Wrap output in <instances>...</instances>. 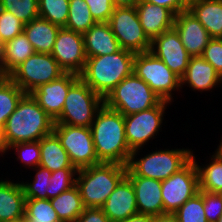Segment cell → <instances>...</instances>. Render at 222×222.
Returning a JSON list of instances; mask_svg holds the SVG:
<instances>
[{
	"label": "cell",
	"instance_id": "c3c4849f",
	"mask_svg": "<svg viewBox=\"0 0 222 222\" xmlns=\"http://www.w3.org/2000/svg\"><path fill=\"white\" fill-rule=\"evenodd\" d=\"M5 154H6V150L3 146L2 139H1V132H0V157L1 156L3 157V155H5Z\"/></svg>",
	"mask_w": 222,
	"mask_h": 222
},
{
	"label": "cell",
	"instance_id": "4316f807",
	"mask_svg": "<svg viewBox=\"0 0 222 222\" xmlns=\"http://www.w3.org/2000/svg\"><path fill=\"white\" fill-rule=\"evenodd\" d=\"M39 166L51 172L63 168H75L70 162L68 153L62 147L59 138L54 132L40 139Z\"/></svg>",
	"mask_w": 222,
	"mask_h": 222
},
{
	"label": "cell",
	"instance_id": "7bdbcfd3",
	"mask_svg": "<svg viewBox=\"0 0 222 222\" xmlns=\"http://www.w3.org/2000/svg\"><path fill=\"white\" fill-rule=\"evenodd\" d=\"M74 222H111L101 208H85Z\"/></svg>",
	"mask_w": 222,
	"mask_h": 222
},
{
	"label": "cell",
	"instance_id": "d590c367",
	"mask_svg": "<svg viewBox=\"0 0 222 222\" xmlns=\"http://www.w3.org/2000/svg\"><path fill=\"white\" fill-rule=\"evenodd\" d=\"M178 222H208L203 207V197L198 192L174 213Z\"/></svg>",
	"mask_w": 222,
	"mask_h": 222
},
{
	"label": "cell",
	"instance_id": "f907efd6",
	"mask_svg": "<svg viewBox=\"0 0 222 222\" xmlns=\"http://www.w3.org/2000/svg\"><path fill=\"white\" fill-rule=\"evenodd\" d=\"M185 1V3L188 5L190 2H193V1H195V0H184Z\"/></svg>",
	"mask_w": 222,
	"mask_h": 222
},
{
	"label": "cell",
	"instance_id": "ab89813d",
	"mask_svg": "<svg viewBox=\"0 0 222 222\" xmlns=\"http://www.w3.org/2000/svg\"><path fill=\"white\" fill-rule=\"evenodd\" d=\"M203 197V207L208 222H217L222 215V196L219 193L198 191Z\"/></svg>",
	"mask_w": 222,
	"mask_h": 222
},
{
	"label": "cell",
	"instance_id": "cb8c5ba5",
	"mask_svg": "<svg viewBox=\"0 0 222 222\" xmlns=\"http://www.w3.org/2000/svg\"><path fill=\"white\" fill-rule=\"evenodd\" d=\"M187 10L204 26L211 38H222V0H195Z\"/></svg>",
	"mask_w": 222,
	"mask_h": 222
},
{
	"label": "cell",
	"instance_id": "ffe728a7",
	"mask_svg": "<svg viewBox=\"0 0 222 222\" xmlns=\"http://www.w3.org/2000/svg\"><path fill=\"white\" fill-rule=\"evenodd\" d=\"M183 85L202 94L204 91L214 90V87H222V78L202 56H191L187 69L180 78V89Z\"/></svg>",
	"mask_w": 222,
	"mask_h": 222
},
{
	"label": "cell",
	"instance_id": "8d00e7d4",
	"mask_svg": "<svg viewBox=\"0 0 222 222\" xmlns=\"http://www.w3.org/2000/svg\"><path fill=\"white\" fill-rule=\"evenodd\" d=\"M77 171L76 168H63L52 172L47 199L56 197L75 186Z\"/></svg>",
	"mask_w": 222,
	"mask_h": 222
},
{
	"label": "cell",
	"instance_id": "7c38bea8",
	"mask_svg": "<svg viewBox=\"0 0 222 222\" xmlns=\"http://www.w3.org/2000/svg\"><path fill=\"white\" fill-rule=\"evenodd\" d=\"M53 132L59 138L62 147L68 153L70 162L77 170L100 163L90 127L54 124Z\"/></svg>",
	"mask_w": 222,
	"mask_h": 222
},
{
	"label": "cell",
	"instance_id": "83f0119b",
	"mask_svg": "<svg viewBox=\"0 0 222 222\" xmlns=\"http://www.w3.org/2000/svg\"><path fill=\"white\" fill-rule=\"evenodd\" d=\"M196 157L192 153V159L195 161L198 171L199 190L220 193L222 190V153L216 148L209 163L202 164V166L196 162Z\"/></svg>",
	"mask_w": 222,
	"mask_h": 222
},
{
	"label": "cell",
	"instance_id": "484cf974",
	"mask_svg": "<svg viewBox=\"0 0 222 222\" xmlns=\"http://www.w3.org/2000/svg\"><path fill=\"white\" fill-rule=\"evenodd\" d=\"M61 27L38 17L24 24V33L35 52L51 54L57 34Z\"/></svg>",
	"mask_w": 222,
	"mask_h": 222
},
{
	"label": "cell",
	"instance_id": "ac0fdd59",
	"mask_svg": "<svg viewBox=\"0 0 222 222\" xmlns=\"http://www.w3.org/2000/svg\"><path fill=\"white\" fill-rule=\"evenodd\" d=\"M111 222L123 221L138 214L135 190L125 176L101 207Z\"/></svg>",
	"mask_w": 222,
	"mask_h": 222
},
{
	"label": "cell",
	"instance_id": "ba28073f",
	"mask_svg": "<svg viewBox=\"0 0 222 222\" xmlns=\"http://www.w3.org/2000/svg\"><path fill=\"white\" fill-rule=\"evenodd\" d=\"M133 73L149 85L161 100L172 103L175 91L181 92L180 78L151 51L135 53Z\"/></svg>",
	"mask_w": 222,
	"mask_h": 222
},
{
	"label": "cell",
	"instance_id": "2e32d148",
	"mask_svg": "<svg viewBox=\"0 0 222 222\" xmlns=\"http://www.w3.org/2000/svg\"><path fill=\"white\" fill-rule=\"evenodd\" d=\"M80 78L74 73H65L60 78L42 84L30 94L39 106L55 121L63 110L69 88Z\"/></svg>",
	"mask_w": 222,
	"mask_h": 222
},
{
	"label": "cell",
	"instance_id": "8fae6325",
	"mask_svg": "<svg viewBox=\"0 0 222 222\" xmlns=\"http://www.w3.org/2000/svg\"><path fill=\"white\" fill-rule=\"evenodd\" d=\"M172 103L162 100L157 106L124 116L126 140L131 151L143 149L162 129L165 110Z\"/></svg>",
	"mask_w": 222,
	"mask_h": 222
},
{
	"label": "cell",
	"instance_id": "277c9868",
	"mask_svg": "<svg viewBox=\"0 0 222 222\" xmlns=\"http://www.w3.org/2000/svg\"><path fill=\"white\" fill-rule=\"evenodd\" d=\"M126 172L127 166L116 163H99L78 169L76 186L85 208H101Z\"/></svg>",
	"mask_w": 222,
	"mask_h": 222
},
{
	"label": "cell",
	"instance_id": "60d3db41",
	"mask_svg": "<svg viewBox=\"0 0 222 222\" xmlns=\"http://www.w3.org/2000/svg\"><path fill=\"white\" fill-rule=\"evenodd\" d=\"M201 56L222 78V38H212Z\"/></svg>",
	"mask_w": 222,
	"mask_h": 222
},
{
	"label": "cell",
	"instance_id": "b9f144b4",
	"mask_svg": "<svg viewBox=\"0 0 222 222\" xmlns=\"http://www.w3.org/2000/svg\"><path fill=\"white\" fill-rule=\"evenodd\" d=\"M96 22H108L114 11L112 0H85Z\"/></svg>",
	"mask_w": 222,
	"mask_h": 222
},
{
	"label": "cell",
	"instance_id": "603a6c76",
	"mask_svg": "<svg viewBox=\"0 0 222 222\" xmlns=\"http://www.w3.org/2000/svg\"><path fill=\"white\" fill-rule=\"evenodd\" d=\"M83 39L87 58L113 54L121 49L108 22H96L83 33Z\"/></svg>",
	"mask_w": 222,
	"mask_h": 222
},
{
	"label": "cell",
	"instance_id": "3957f363",
	"mask_svg": "<svg viewBox=\"0 0 222 222\" xmlns=\"http://www.w3.org/2000/svg\"><path fill=\"white\" fill-rule=\"evenodd\" d=\"M135 53L120 49L116 53L88 57L80 78L103 99L133 73Z\"/></svg>",
	"mask_w": 222,
	"mask_h": 222
},
{
	"label": "cell",
	"instance_id": "4fadbf2b",
	"mask_svg": "<svg viewBox=\"0 0 222 222\" xmlns=\"http://www.w3.org/2000/svg\"><path fill=\"white\" fill-rule=\"evenodd\" d=\"M199 191L198 171L191 159L183 168L166 180L161 181V196L164 214H173L188 199Z\"/></svg>",
	"mask_w": 222,
	"mask_h": 222
},
{
	"label": "cell",
	"instance_id": "d6986e66",
	"mask_svg": "<svg viewBox=\"0 0 222 222\" xmlns=\"http://www.w3.org/2000/svg\"><path fill=\"white\" fill-rule=\"evenodd\" d=\"M126 177L135 190L138 214L154 217L164 214L160 180L137 175H126Z\"/></svg>",
	"mask_w": 222,
	"mask_h": 222
},
{
	"label": "cell",
	"instance_id": "681fc988",
	"mask_svg": "<svg viewBox=\"0 0 222 222\" xmlns=\"http://www.w3.org/2000/svg\"><path fill=\"white\" fill-rule=\"evenodd\" d=\"M219 145L217 146V149L222 153V137L221 140H219Z\"/></svg>",
	"mask_w": 222,
	"mask_h": 222
},
{
	"label": "cell",
	"instance_id": "5b68a950",
	"mask_svg": "<svg viewBox=\"0 0 222 222\" xmlns=\"http://www.w3.org/2000/svg\"><path fill=\"white\" fill-rule=\"evenodd\" d=\"M138 149L132 151L127 164L126 175H137L160 181L166 180L183 168L191 159L193 150L189 148H171L152 151L142 157ZM192 150V151H191ZM138 157V158H137Z\"/></svg>",
	"mask_w": 222,
	"mask_h": 222
},
{
	"label": "cell",
	"instance_id": "4dcf8cb0",
	"mask_svg": "<svg viewBox=\"0 0 222 222\" xmlns=\"http://www.w3.org/2000/svg\"><path fill=\"white\" fill-rule=\"evenodd\" d=\"M95 23L85 0H69L68 20L64 28L83 34Z\"/></svg>",
	"mask_w": 222,
	"mask_h": 222
},
{
	"label": "cell",
	"instance_id": "1f68e13d",
	"mask_svg": "<svg viewBox=\"0 0 222 222\" xmlns=\"http://www.w3.org/2000/svg\"><path fill=\"white\" fill-rule=\"evenodd\" d=\"M24 222H61L50 199H25Z\"/></svg>",
	"mask_w": 222,
	"mask_h": 222
},
{
	"label": "cell",
	"instance_id": "816d5d0a",
	"mask_svg": "<svg viewBox=\"0 0 222 222\" xmlns=\"http://www.w3.org/2000/svg\"><path fill=\"white\" fill-rule=\"evenodd\" d=\"M217 222H222V215L218 218Z\"/></svg>",
	"mask_w": 222,
	"mask_h": 222
},
{
	"label": "cell",
	"instance_id": "8992f818",
	"mask_svg": "<svg viewBox=\"0 0 222 222\" xmlns=\"http://www.w3.org/2000/svg\"><path fill=\"white\" fill-rule=\"evenodd\" d=\"M161 98L134 73L124 78L104 99V104L124 116L157 106Z\"/></svg>",
	"mask_w": 222,
	"mask_h": 222
},
{
	"label": "cell",
	"instance_id": "e0dca14e",
	"mask_svg": "<svg viewBox=\"0 0 222 222\" xmlns=\"http://www.w3.org/2000/svg\"><path fill=\"white\" fill-rule=\"evenodd\" d=\"M173 27L191 56H201L212 39L204 26L188 10L175 15Z\"/></svg>",
	"mask_w": 222,
	"mask_h": 222
},
{
	"label": "cell",
	"instance_id": "f35d334b",
	"mask_svg": "<svg viewBox=\"0 0 222 222\" xmlns=\"http://www.w3.org/2000/svg\"><path fill=\"white\" fill-rule=\"evenodd\" d=\"M23 31L24 23L11 12L0 8V43L3 45Z\"/></svg>",
	"mask_w": 222,
	"mask_h": 222
},
{
	"label": "cell",
	"instance_id": "6da1fadb",
	"mask_svg": "<svg viewBox=\"0 0 222 222\" xmlns=\"http://www.w3.org/2000/svg\"><path fill=\"white\" fill-rule=\"evenodd\" d=\"M90 129L98 161L127 166L132 151L126 140L124 115L104 104Z\"/></svg>",
	"mask_w": 222,
	"mask_h": 222
},
{
	"label": "cell",
	"instance_id": "7a4b0ae2",
	"mask_svg": "<svg viewBox=\"0 0 222 222\" xmlns=\"http://www.w3.org/2000/svg\"><path fill=\"white\" fill-rule=\"evenodd\" d=\"M54 120L31 94H25L8 117L1 139L5 150L19 142L39 141L53 132Z\"/></svg>",
	"mask_w": 222,
	"mask_h": 222
},
{
	"label": "cell",
	"instance_id": "836d02e7",
	"mask_svg": "<svg viewBox=\"0 0 222 222\" xmlns=\"http://www.w3.org/2000/svg\"><path fill=\"white\" fill-rule=\"evenodd\" d=\"M33 170L36 171L33 181H20L25 199H47L52 172L41 166H37Z\"/></svg>",
	"mask_w": 222,
	"mask_h": 222
},
{
	"label": "cell",
	"instance_id": "f546056e",
	"mask_svg": "<svg viewBox=\"0 0 222 222\" xmlns=\"http://www.w3.org/2000/svg\"><path fill=\"white\" fill-rule=\"evenodd\" d=\"M25 94L8 76H0V132Z\"/></svg>",
	"mask_w": 222,
	"mask_h": 222
},
{
	"label": "cell",
	"instance_id": "7402d4cb",
	"mask_svg": "<svg viewBox=\"0 0 222 222\" xmlns=\"http://www.w3.org/2000/svg\"><path fill=\"white\" fill-rule=\"evenodd\" d=\"M135 8L140 24L151 41L174 26L175 15L165 7L141 0Z\"/></svg>",
	"mask_w": 222,
	"mask_h": 222
},
{
	"label": "cell",
	"instance_id": "ee69618b",
	"mask_svg": "<svg viewBox=\"0 0 222 222\" xmlns=\"http://www.w3.org/2000/svg\"><path fill=\"white\" fill-rule=\"evenodd\" d=\"M154 5H159L169 9L174 15L187 10V4L184 0H142Z\"/></svg>",
	"mask_w": 222,
	"mask_h": 222
},
{
	"label": "cell",
	"instance_id": "f1b7e54d",
	"mask_svg": "<svg viewBox=\"0 0 222 222\" xmlns=\"http://www.w3.org/2000/svg\"><path fill=\"white\" fill-rule=\"evenodd\" d=\"M61 222H74L84 211L80 191L75 185L68 191L50 199Z\"/></svg>",
	"mask_w": 222,
	"mask_h": 222
},
{
	"label": "cell",
	"instance_id": "9a60e30c",
	"mask_svg": "<svg viewBox=\"0 0 222 222\" xmlns=\"http://www.w3.org/2000/svg\"><path fill=\"white\" fill-rule=\"evenodd\" d=\"M150 51L179 78L184 75L191 55L186 51L174 27L156 36L151 41Z\"/></svg>",
	"mask_w": 222,
	"mask_h": 222
},
{
	"label": "cell",
	"instance_id": "52a82bcc",
	"mask_svg": "<svg viewBox=\"0 0 222 222\" xmlns=\"http://www.w3.org/2000/svg\"><path fill=\"white\" fill-rule=\"evenodd\" d=\"M104 99L94 92L81 78L68 90L63 110L54 124L91 127Z\"/></svg>",
	"mask_w": 222,
	"mask_h": 222
},
{
	"label": "cell",
	"instance_id": "d6a6232c",
	"mask_svg": "<svg viewBox=\"0 0 222 222\" xmlns=\"http://www.w3.org/2000/svg\"><path fill=\"white\" fill-rule=\"evenodd\" d=\"M69 0H38L39 17L59 27H65L68 20Z\"/></svg>",
	"mask_w": 222,
	"mask_h": 222
},
{
	"label": "cell",
	"instance_id": "5bb4252c",
	"mask_svg": "<svg viewBox=\"0 0 222 222\" xmlns=\"http://www.w3.org/2000/svg\"><path fill=\"white\" fill-rule=\"evenodd\" d=\"M51 55L66 73L80 75L87 60L83 34L60 28Z\"/></svg>",
	"mask_w": 222,
	"mask_h": 222
},
{
	"label": "cell",
	"instance_id": "7dc6e473",
	"mask_svg": "<svg viewBox=\"0 0 222 222\" xmlns=\"http://www.w3.org/2000/svg\"><path fill=\"white\" fill-rule=\"evenodd\" d=\"M115 7H135L141 0H112Z\"/></svg>",
	"mask_w": 222,
	"mask_h": 222
},
{
	"label": "cell",
	"instance_id": "d4e9b609",
	"mask_svg": "<svg viewBox=\"0 0 222 222\" xmlns=\"http://www.w3.org/2000/svg\"><path fill=\"white\" fill-rule=\"evenodd\" d=\"M34 53L35 50L24 32L5 42L0 57V76H8Z\"/></svg>",
	"mask_w": 222,
	"mask_h": 222
},
{
	"label": "cell",
	"instance_id": "74e56055",
	"mask_svg": "<svg viewBox=\"0 0 222 222\" xmlns=\"http://www.w3.org/2000/svg\"><path fill=\"white\" fill-rule=\"evenodd\" d=\"M10 150H15L17 154V161L20 160L22 166L25 168L34 169L40 164V140L34 142H19L9 146L6 149L8 153Z\"/></svg>",
	"mask_w": 222,
	"mask_h": 222
},
{
	"label": "cell",
	"instance_id": "30bf717a",
	"mask_svg": "<svg viewBox=\"0 0 222 222\" xmlns=\"http://www.w3.org/2000/svg\"><path fill=\"white\" fill-rule=\"evenodd\" d=\"M108 24L120 48L134 53L150 51L151 40L140 24L135 7H115Z\"/></svg>",
	"mask_w": 222,
	"mask_h": 222
},
{
	"label": "cell",
	"instance_id": "f5cc1de1",
	"mask_svg": "<svg viewBox=\"0 0 222 222\" xmlns=\"http://www.w3.org/2000/svg\"><path fill=\"white\" fill-rule=\"evenodd\" d=\"M1 52H2V44L0 43V57H1Z\"/></svg>",
	"mask_w": 222,
	"mask_h": 222
},
{
	"label": "cell",
	"instance_id": "e575fe53",
	"mask_svg": "<svg viewBox=\"0 0 222 222\" xmlns=\"http://www.w3.org/2000/svg\"><path fill=\"white\" fill-rule=\"evenodd\" d=\"M0 8L11 12L24 24L39 17L38 0H0Z\"/></svg>",
	"mask_w": 222,
	"mask_h": 222
},
{
	"label": "cell",
	"instance_id": "f6af8a7d",
	"mask_svg": "<svg viewBox=\"0 0 222 222\" xmlns=\"http://www.w3.org/2000/svg\"><path fill=\"white\" fill-rule=\"evenodd\" d=\"M119 222H154V216L145 214H136Z\"/></svg>",
	"mask_w": 222,
	"mask_h": 222
},
{
	"label": "cell",
	"instance_id": "44dd1931",
	"mask_svg": "<svg viewBox=\"0 0 222 222\" xmlns=\"http://www.w3.org/2000/svg\"><path fill=\"white\" fill-rule=\"evenodd\" d=\"M0 179V222L24 221L25 195L20 181Z\"/></svg>",
	"mask_w": 222,
	"mask_h": 222
},
{
	"label": "cell",
	"instance_id": "9c48e42d",
	"mask_svg": "<svg viewBox=\"0 0 222 222\" xmlns=\"http://www.w3.org/2000/svg\"><path fill=\"white\" fill-rule=\"evenodd\" d=\"M65 73L51 54L35 52L8 77L26 94H30L40 85L56 80Z\"/></svg>",
	"mask_w": 222,
	"mask_h": 222
},
{
	"label": "cell",
	"instance_id": "bcb514c9",
	"mask_svg": "<svg viewBox=\"0 0 222 222\" xmlns=\"http://www.w3.org/2000/svg\"><path fill=\"white\" fill-rule=\"evenodd\" d=\"M154 222H178L177 217L171 213H165L154 217Z\"/></svg>",
	"mask_w": 222,
	"mask_h": 222
}]
</instances>
